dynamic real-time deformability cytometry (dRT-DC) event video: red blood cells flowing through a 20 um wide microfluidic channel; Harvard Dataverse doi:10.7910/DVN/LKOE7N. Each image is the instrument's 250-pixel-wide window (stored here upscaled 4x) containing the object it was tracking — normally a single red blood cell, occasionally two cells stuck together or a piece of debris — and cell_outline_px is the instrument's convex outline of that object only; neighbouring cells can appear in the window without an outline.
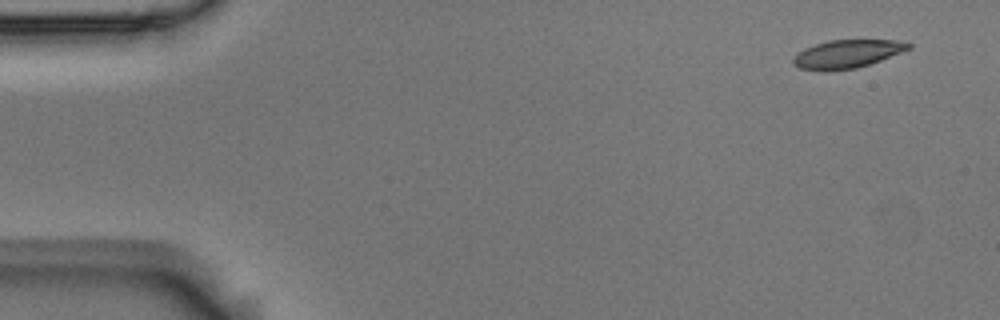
{"species": "Egyptian fruit bat (a non-hibernating species)", "species_latin": "Rousettus aegyptiacus", "temperature_condition": "room temperature", "stored_images_in_passage": 4, "camera_frame_rate_fps": 3000, "um_per_image_px": 0.085, "animal": {"sex": "male"}, "frame": {"image": 1, "passage_image": 1, "time_ms": 0.0, "image_size_px": [1000, 320], "cell_outline_px": [[912, 48], [880, 60], [856, 68], [800, 68], [792, 64], [792, 60], [804, 48], [828, 40], [908, 40], [912, 44]], "centroid_in_image_um": [72.11, 4.52], "position_along_channel_um": 12.9, "area_um2": 18.26}}
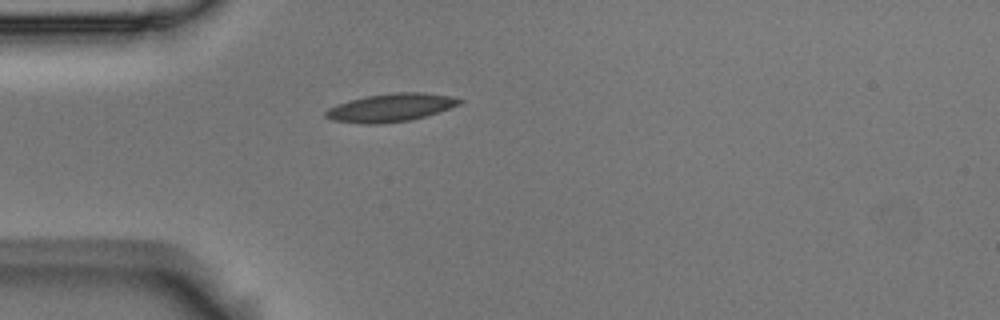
{"frame": {"image": 2, "passage_image": 4, "time_ms": 1.0, "image_size_px": [1000, 320], "cell_outline_px": [[464, 100], [460, 104], [424, 116], [408, 120], [380, 124], [364, 124], [332, 120], [324, 116], [324, 112], [328, 108], [336, 104], [348, 100], [364, 96], [396, 92], [424, 92], [452, 96]], "centroid_in_image_um": [33.16, 9.13], "position_along_channel_um": 51.8, "area_um2": 21.91}}